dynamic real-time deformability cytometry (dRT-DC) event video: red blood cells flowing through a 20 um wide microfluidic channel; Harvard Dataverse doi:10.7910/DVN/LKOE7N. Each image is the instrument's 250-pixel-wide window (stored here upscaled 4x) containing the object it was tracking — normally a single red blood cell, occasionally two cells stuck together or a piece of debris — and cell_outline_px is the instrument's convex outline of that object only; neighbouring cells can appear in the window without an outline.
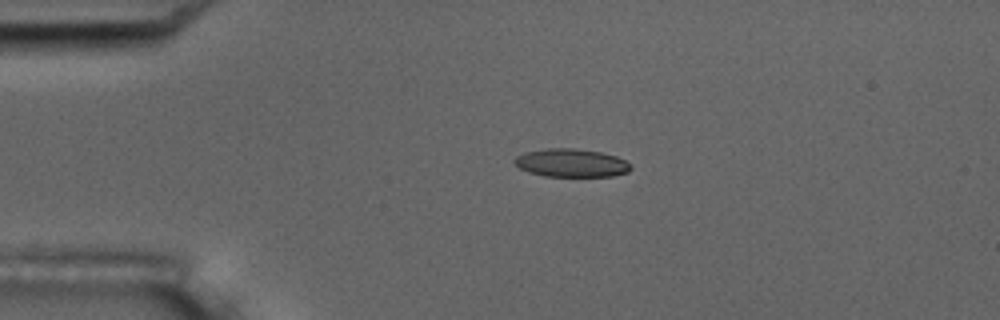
{"species": "common noctule bat (a hibernating species)", "species_latin": "Nyctalus noctula", "temperature_condition": "room temperature", "stored_images_in_passage": 2, "camera_frame_rate_fps": 3000, "um_per_image_px": 0.085, "animal": {"sex": "male", "body_mass_g": 17.5, "forearm_length_mm": 52.3}, "frame": {"image": 1, "passage_image": 1, "time_ms": 0.0, "image_size_px": [1000, 320], "cell_outline_px": [[632, 168], [628, 172], [612, 176], [544, 176], [528, 172], [520, 168], [512, 160], [516, 156], [524, 152], [544, 148], [576, 148], [600, 152], [616, 156], [624, 160]], "centroid_in_image_um": [48.52, 13.84], "position_along_channel_um": 36.5, "area_um2": 19.13}}